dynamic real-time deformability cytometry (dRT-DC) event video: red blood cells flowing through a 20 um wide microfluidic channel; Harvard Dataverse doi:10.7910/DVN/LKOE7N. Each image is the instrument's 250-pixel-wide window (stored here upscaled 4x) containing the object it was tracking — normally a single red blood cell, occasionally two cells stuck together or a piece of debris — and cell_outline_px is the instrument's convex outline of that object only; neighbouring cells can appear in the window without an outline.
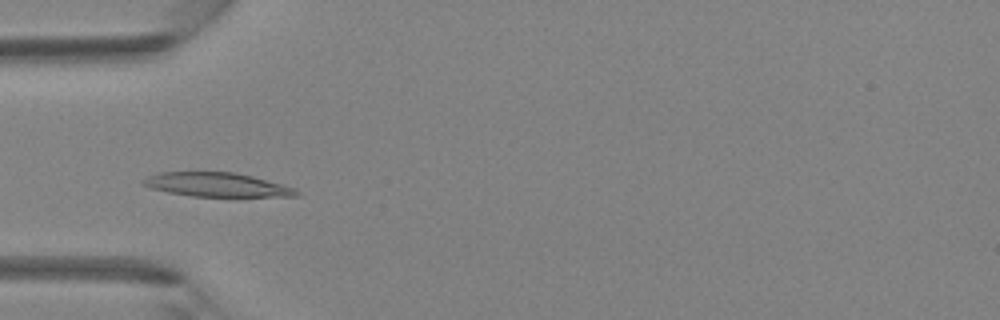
{"species": "Egyptian fruit bat (a non-hibernating species)", "species_latin": "Rousettus aegyptiacus", "temperature_condition": "room temperature", "stored_images_in_passage": 44, "camera_frame_rate_fps": 3000, "um_per_image_px": 0.085, "animal": {"sex": "female"}, "frame": {"image": 1, "passage_image": 14, "time_ms": 4.333, "image_size_px": [1000, 320], "cell_outline_px": [[300, 196], [192, 196], [168, 192], [152, 188], [140, 184], [140, 180], [148, 176], [160, 172], [236, 172], [252, 176], [296, 188], [300, 192]], "centroid_in_image_um": [18.41, 15.69], "position_along_channel_um": 66.6, "area_um2": 21.39}}
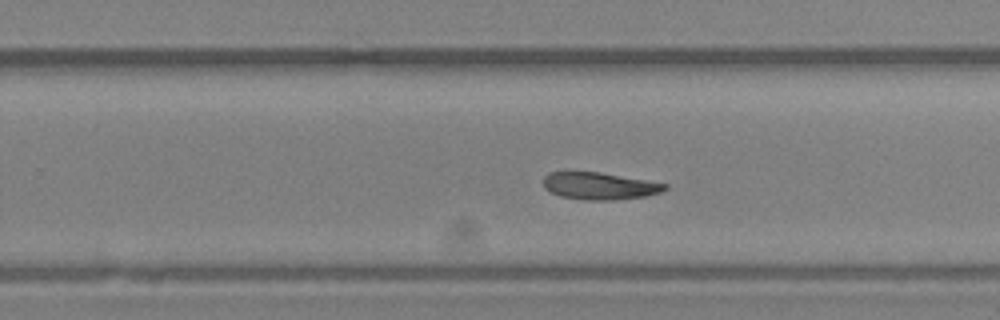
{"frame": {"image": 2, "passage_image": 28, "time_ms": 9.0, "image_size_px": [1000, 320], "cell_outline_px": [[668, 188], [664, 192], [644, 196], [612, 200], [584, 200], [560, 196], [544, 188], [544, 176], [548, 172], [600, 172], [668, 184]], "centroid_in_image_um": [50.98, 15.81], "position_along_channel_um": 278.8, "area_um2": 19.19}}
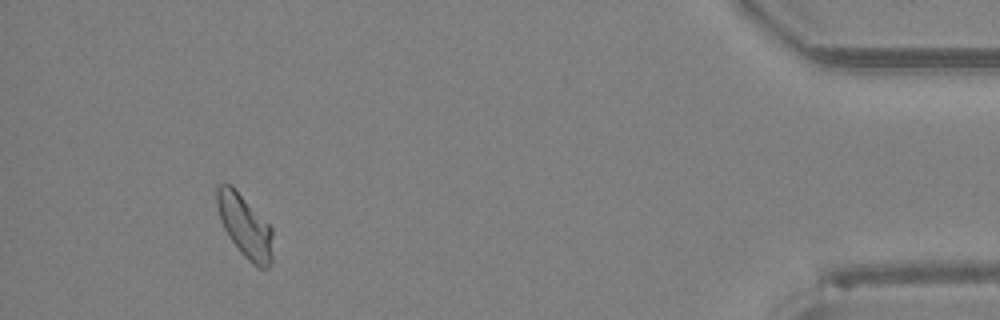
{"frame": {"image": 3, "passage_image": 41, "time_ms": 13.333, "image_size_px": [1000, 320], "cell_outline_px": [[272, 264], [268, 268], [256, 268], [240, 252], [228, 236], [220, 220], [216, 204], [216, 188], [220, 184], [232, 184], [272, 228]], "centroid_in_image_um": [20.81, 19.23], "position_along_channel_um": 414.4, "area_um2": 20.58}}